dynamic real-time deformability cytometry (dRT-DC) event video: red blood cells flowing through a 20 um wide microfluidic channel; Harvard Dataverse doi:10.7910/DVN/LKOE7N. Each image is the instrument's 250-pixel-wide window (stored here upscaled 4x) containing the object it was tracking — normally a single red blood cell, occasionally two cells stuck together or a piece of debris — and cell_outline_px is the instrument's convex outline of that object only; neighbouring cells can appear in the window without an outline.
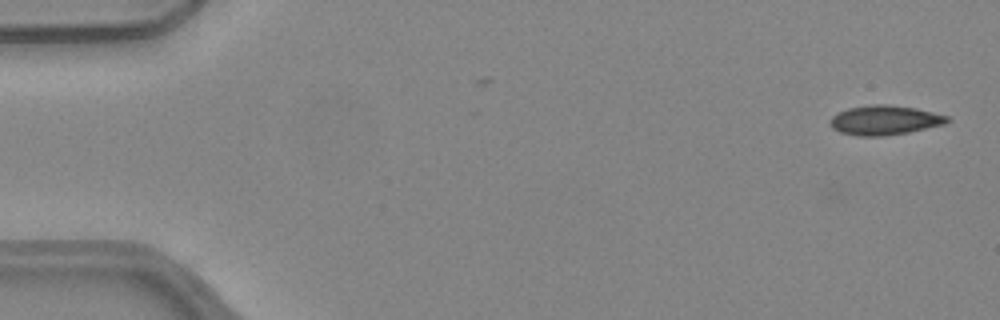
{"species": "common noctule bat (a hibernating species)", "species_latin": "Nyctalus noctula", "temperature_condition": "warm", "stored_images_in_passage": 5, "camera_frame_rate_fps": 3000, "um_per_image_px": 0.085, "animal": {"sex": "female", "body_mass_g": 24.6, "forearm_length_mm": 56.2}, "frame": {"image": 1, "passage_image": 1, "time_ms": 0.0, "image_size_px": [1000, 320], "cell_outline_px": [[952, 120], [944, 124], [908, 132], [884, 136], [860, 136], [840, 132], [832, 128], [828, 120], [832, 116], [848, 108], [872, 104], [888, 104], [916, 108], [948, 116]], "centroid_in_image_um": [75.19, 10.21], "position_along_channel_um": 9.8, "area_um2": 20.11}}